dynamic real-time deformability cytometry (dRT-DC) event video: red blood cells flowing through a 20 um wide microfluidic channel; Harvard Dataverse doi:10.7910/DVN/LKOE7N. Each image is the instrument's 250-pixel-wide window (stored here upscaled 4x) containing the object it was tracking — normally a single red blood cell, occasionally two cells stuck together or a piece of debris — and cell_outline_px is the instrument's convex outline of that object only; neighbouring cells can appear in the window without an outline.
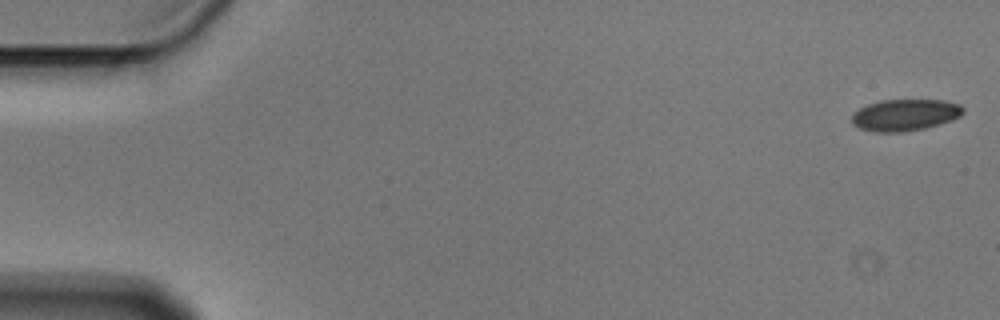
{"species": "Egyptian fruit bat (a non-hibernating species)", "species_latin": "Rousettus aegyptiacus", "temperature_condition": "cold", "stored_images_in_passage": 5, "camera_frame_rate_fps": 3000, "um_per_image_px": 0.085, "animal": {"sex": "male"}, "frame": {"image": 1, "passage_image": 1, "time_ms": 0.0, "image_size_px": [1000, 320], "cell_outline_px": [[964, 112], [960, 116], [952, 120], [940, 124], [924, 128], [900, 132], [876, 132], [860, 128], [852, 124], [852, 116], [860, 108], [868, 104], [880, 100], [944, 100], [960, 104], [964, 108]], "centroid_in_image_um": [76.95, 9.77], "position_along_channel_um": 8.0, "area_um2": 20.46}}
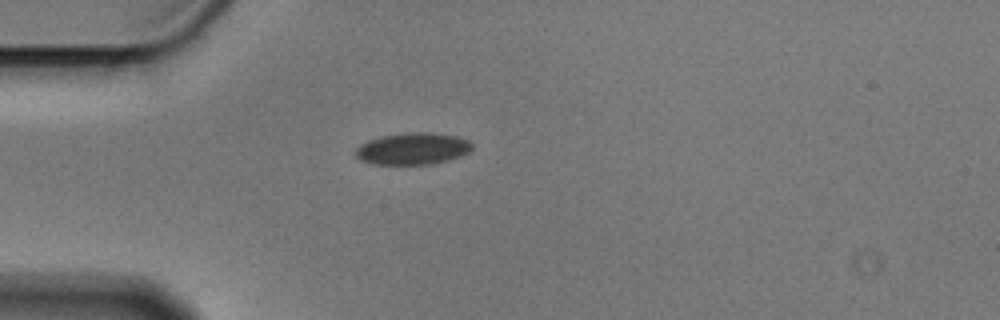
{"frame": {"image": 2, "passage_image": 5, "time_ms": 1.333, "image_size_px": [1000, 320], "cell_outline_px": [[472, 148], [468, 152], [460, 156], [448, 160], [432, 164], [372, 164], [360, 160], [356, 156], [356, 148], [360, 144], [368, 140], [380, 136], [408, 132], [432, 132], [456, 136], [468, 140], [472, 144]], "centroid_in_image_um": [35.07, 12.63], "position_along_channel_um": 49.9, "area_um2": 21.68}}